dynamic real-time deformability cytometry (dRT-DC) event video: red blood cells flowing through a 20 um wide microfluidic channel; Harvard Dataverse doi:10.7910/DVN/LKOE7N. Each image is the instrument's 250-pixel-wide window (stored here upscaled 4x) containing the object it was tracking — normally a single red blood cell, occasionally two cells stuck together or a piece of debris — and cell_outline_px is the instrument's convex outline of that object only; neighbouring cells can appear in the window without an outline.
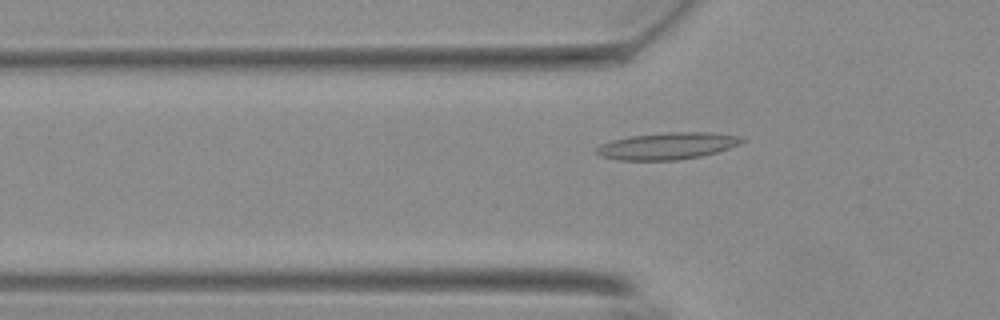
{"species": "Egyptian fruit bat (a non-hibernating species)", "species_latin": "Rousettus aegyptiacus", "temperature_condition": "warm", "stored_images_in_passage": 39, "camera_frame_rate_fps": 3000, "um_per_image_px": 0.085, "animal": {"sex": "female"}, "frame": {"image": 1, "passage_image": 2, "time_ms": 0.333, "image_size_px": [1000, 320], "cell_outline_px": [[744, 140], [740, 144], [716, 152], [700, 156], [676, 160], [620, 160], [600, 156], [596, 152], [596, 148], [600, 144], [612, 140], [628, 136], [668, 132], [708, 132], [740, 136]], "centroid_in_image_um": [56.7, 12.4], "position_along_channel_um": 69.1, "area_um2": 22.66}}
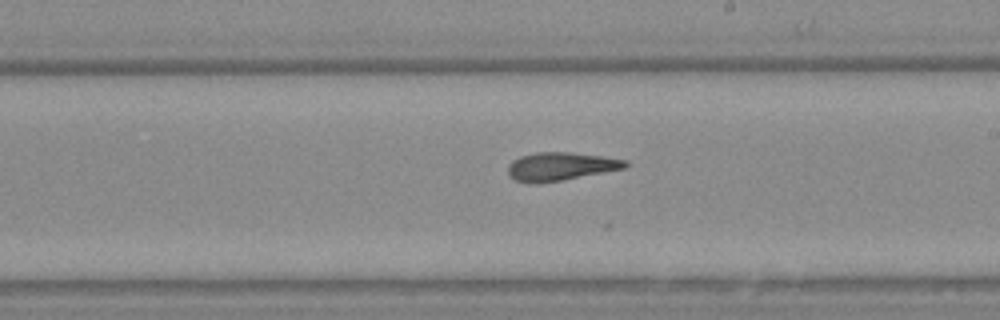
{"frame": {"image": 2, "passage_image": 16, "time_ms": 5.0, "image_size_px": [1000, 320], "cell_outline_px": [[628, 164], [624, 168], [564, 180], [536, 184], [516, 180], [508, 176], [508, 164], [512, 160], [520, 156], [536, 152], [568, 152], [600, 156], [628, 160]], "centroid_in_image_um": [47.6, 14.15], "position_along_channel_um": 241.4, "area_um2": 19.31}}
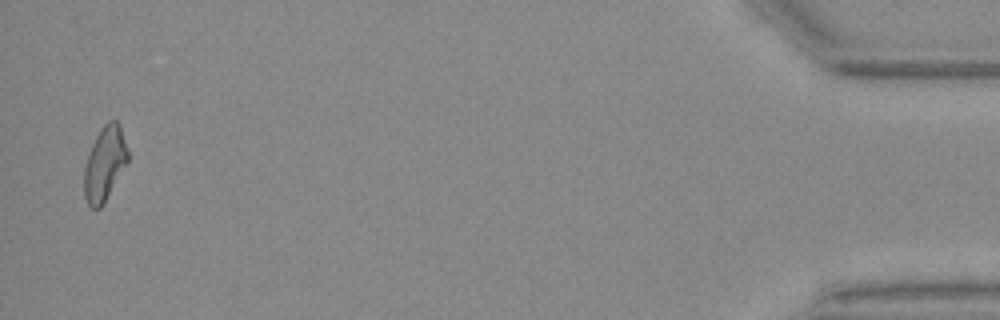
{"frame": {"image": 3, "passage_image": 38, "time_ms": 12.333, "image_size_px": [1000, 320], "cell_outline_px": [[128, 164], [100, 208], [92, 208], [88, 204], [84, 196], [84, 168], [92, 144], [100, 128], [108, 120], [116, 120], [120, 124], [128, 152]], "centroid_in_image_um": [8.91, 13.89], "position_along_channel_um": 426.3, "area_um2": 18.9}, "authors_computed_cell_mechanics": {"area_um2": 19.074, "velocity_mm_per_s": 3.6959, "shape_relaxation_time_tau1_ms": 10.7292, "shape_relaxation_time_tau2_ms": 3.8923, "deformation_change_tau1": 0.2622, "deformation_change_tau2": 0.1097}}